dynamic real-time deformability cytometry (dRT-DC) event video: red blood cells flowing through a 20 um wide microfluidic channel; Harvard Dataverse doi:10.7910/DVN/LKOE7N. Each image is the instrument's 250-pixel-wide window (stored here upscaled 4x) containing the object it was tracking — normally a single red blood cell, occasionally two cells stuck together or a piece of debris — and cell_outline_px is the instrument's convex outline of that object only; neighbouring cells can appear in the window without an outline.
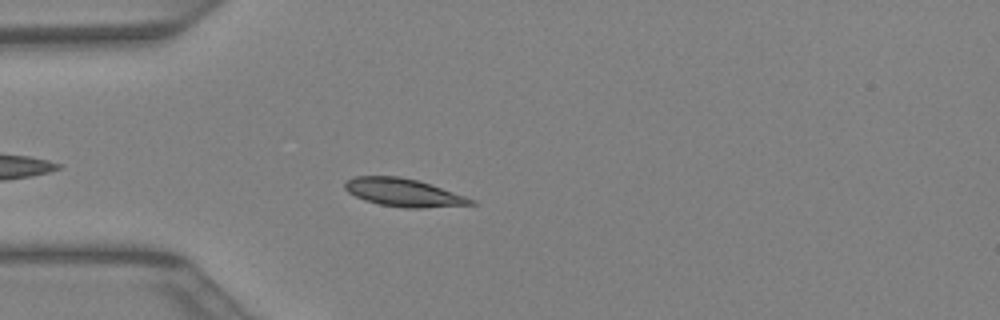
{"species": "Egyptian fruit bat (a non-hibernating species)", "species_latin": "Rousettus aegyptiacus", "temperature_condition": "warm", "stored_images_in_passage": 34, "camera_frame_rate_fps": 3000, "um_per_image_px": 0.085, "animal": {"sex": "female"}, "frame": {"image": 1, "passage_image": 4, "time_ms": 1.0, "image_size_px": [1000, 320], "cell_outline_px": [[476, 204], [420, 208], [404, 208], [380, 204], [364, 200], [348, 192], [344, 188], [344, 180], [356, 176], [400, 176], [416, 180], [476, 200]], "centroid_in_image_um": [34.24, 16.36], "position_along_channel_um": 50.8, "area_um2": 20.29}}
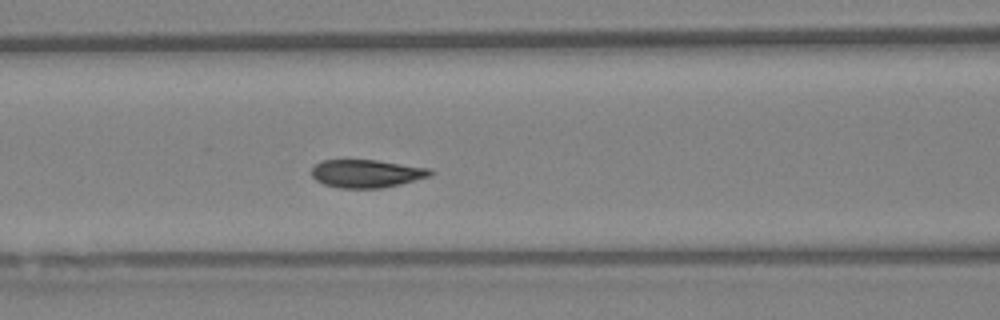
{"frame": {"image": 2, "passage_image": 10, "time_ms": 3.0, "image_size_px": [1000, 320], "cell_outline_px": [[436, 172], [432, 176], [400, 184], [380, 188], [340, 188], [324, 184], [316, 180], [312, 176], [312, 168], [320, 160], [376, 160], [432, 168]], "centroid_in_image_um": [31.21, 14.75], "position_along_channel_um": 135.4, "area_um2": 19.54}}
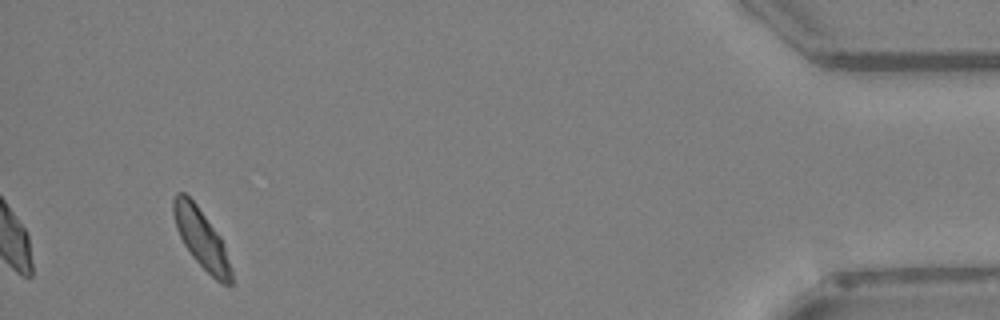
{"frame": {"image": 3, "passage_image": 32, "time_ms": 10.333, "image_size_px": [1000, 320], "cell_outline_px": [[232, 284], [220, 284], [192, 256], [184, 244], [176, 228], [172, 212], [172, 200], [176, 192], [184, 192], [196, 204], [220, 236], [232, 268]], "centroid_in_image_um": [17.1, 20.26], "position_along_channel_um": 418.1, "area_um2": 19.77}}